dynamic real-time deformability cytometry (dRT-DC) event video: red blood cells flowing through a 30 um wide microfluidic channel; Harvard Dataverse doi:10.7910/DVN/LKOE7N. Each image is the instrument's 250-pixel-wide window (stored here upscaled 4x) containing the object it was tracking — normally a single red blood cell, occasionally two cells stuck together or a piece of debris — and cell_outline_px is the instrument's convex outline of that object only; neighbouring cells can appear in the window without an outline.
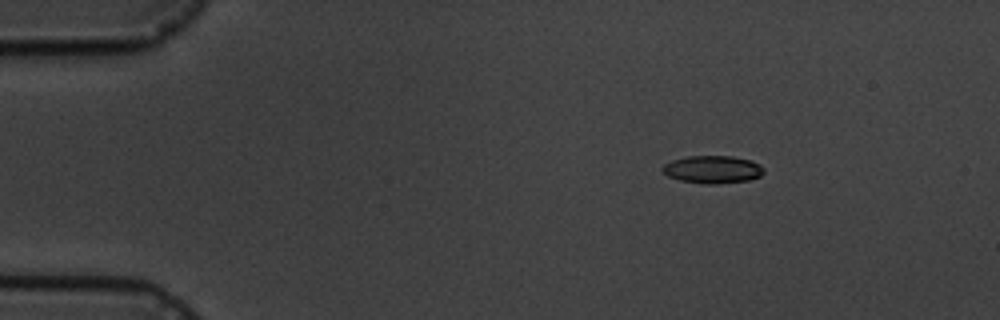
{"species": "common noctule bat (a hibernating species)", "species_latin": "Nyctalus noctula", "temperature_condition": "cold", "stored_images_in_passage": 11, "camera_frame_rate_fps": 3000, "um_per_image_px": 0.085, "animal": {"sex": "male", "body_mass_g": 19.5, "forearm_length_mm": 54.6}, "frame": {"image": 1, "passage_image": 2, "time_ms": 2.0, "image_size_px": [1000, 320], "cell_outline_px": [[764, 172], [760, 176], [748, 180], [716, 184], [704, 184], [680, 180], [668, 176], [660, 168], [664, 164], [672, 160], [688, 156], [732, 156], [752, 160], [760, 164], [764, 168]], "centroid_in_image_um": [60.58, 14.4], "position_along_channel_um": 24.4, "area_um2": 16.42}}
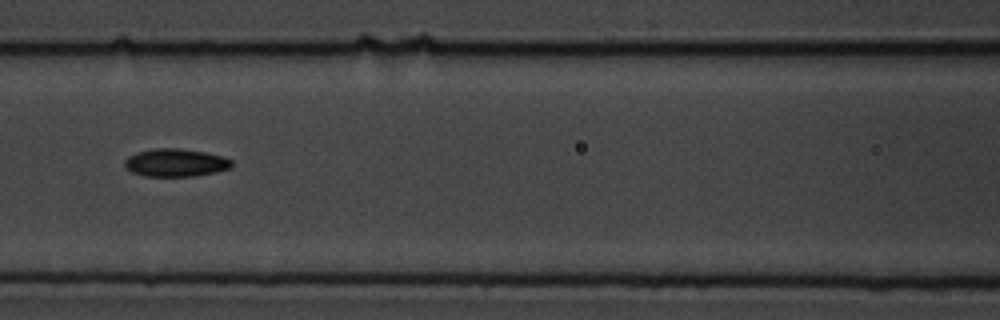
{"frame": {"image": 2, "passage_image": 7, "time_ms": 7.667, "image_size_px": [1000, 320], "cell_outline_px": [[232, 168], [216, 172], [196, 176], [144, 176], [132, 172], [124, 164], [124, 160], [128, 156], [136, 152], [156, 148], [180, 148], [204, 152], [224, 156], [232, 160]], "centroid_in_image_um": [14.95, 13.82], "position_along_channel_um": 151.6, "area_um2": 17.51}}
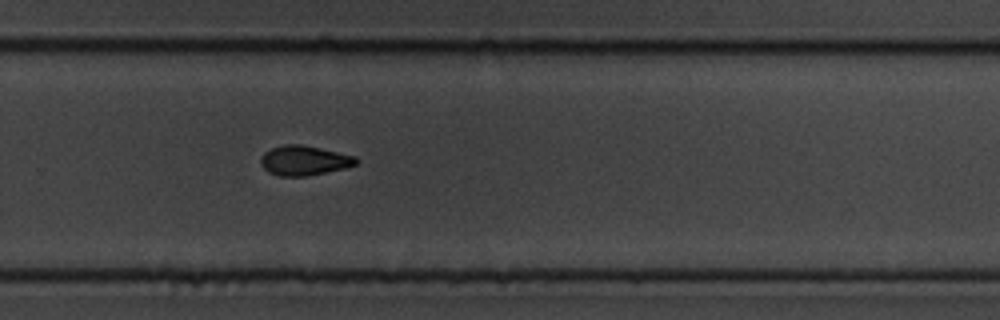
{"frame": {"image": 3, "passage_image": 11, "time_ms": 12.0, "image_size_px": [1000, 320], "cell_outline_px": [[360, 160], [356, 164], [344, 168], [308, 176], [280, 176], [268, 172], [260, 164], [260, 156], [264, 152], [272, 148], [284, 144], [300, 144], [320, 148], [356, 156]], "centroid_in_image_um": [25.84, 13.64], "position_along_channel_um": 304.0, "area_um2": 16.59}}